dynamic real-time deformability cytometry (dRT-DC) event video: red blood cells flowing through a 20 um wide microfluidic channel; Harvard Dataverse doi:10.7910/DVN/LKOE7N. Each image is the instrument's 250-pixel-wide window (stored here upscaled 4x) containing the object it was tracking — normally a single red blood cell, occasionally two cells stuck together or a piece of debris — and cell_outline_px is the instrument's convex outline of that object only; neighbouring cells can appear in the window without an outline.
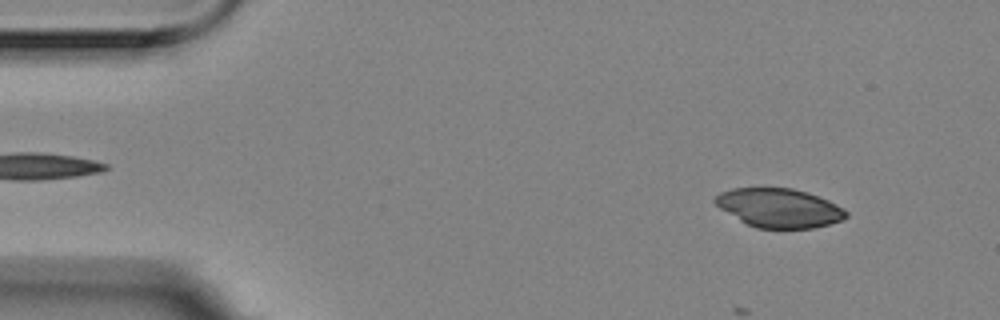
{"species": "Egyptian fruit bat (a non-hibernating species)", "species_latin": "Rousettus aegyptiacus", "temperature_condition": "room temperature", "stored_images_in_passage": 59, "camera_frame_rate_fps": 3000, "um_per_image_px": 0.085, "animal": {"sex": "female"}, "frame": {"image": 1, "passage_image": 6, "time_ms": 1.667, "image_size_px": [1000, 320], "cell_outline_px": [[848, 216], [844, 220], [812, 228], [756, 228], [740, 220], [720, 208], [712, 200], [720, 192], [732, 188], [792, 188], [808, 192], [828, 200], [844, 208], [848, 212]], "centroid_in_image_um": [66.25, 17.67], "position_along_channel_um": 18.8, "area_um2": 29.71}}
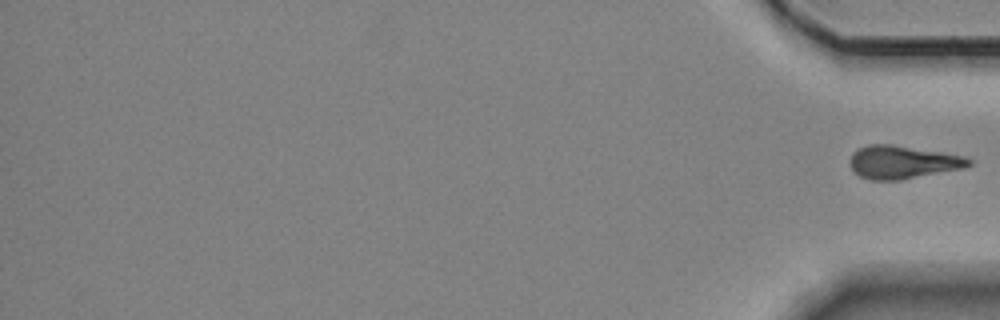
{"frame": {"image": 2, "passage_image": 59, "time_ms": 19.333, "image_size_px": [1000, 320], "cell_outline_px": [[972, 164], [964, 168], [900, 180], [868, 180], [860, 176], [848, 164], [848, 160], [852, 152], [868, 144], [892, 144], [964, 156], [972, 160]], "centroid_in_image_um": [76.69, 13.78], "position_along_channel_um": 358.5, "area_um2": 22.95}}